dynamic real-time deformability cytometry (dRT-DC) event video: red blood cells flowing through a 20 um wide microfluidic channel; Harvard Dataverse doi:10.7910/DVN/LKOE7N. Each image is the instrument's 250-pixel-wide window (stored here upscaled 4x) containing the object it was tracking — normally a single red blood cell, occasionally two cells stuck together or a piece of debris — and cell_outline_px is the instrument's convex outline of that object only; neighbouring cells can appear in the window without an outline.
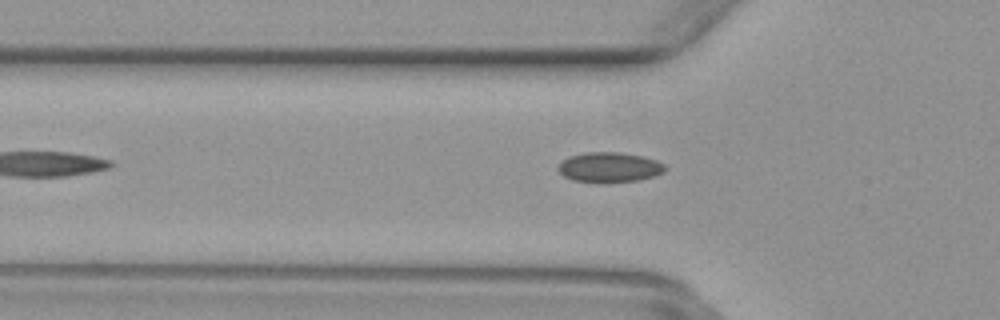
{"species": "common noctule bat (a hibernating species)", "species_latin": "Nyctalus noctula", "temperature_condition": "warm", "stored_images_in_passage": 35, "camera_frame_rate_fps": 3000, "um_per_image_px": 0.085, "animal": {"sex": "female", "body_mass_g": 29.2, "forearm_length_mm": 56.3}, "frame": {"image": 1, "passage_image": 8, "time_ms": 2.333, "image_size_px": [1000, 320], "cell_outline_px": [[664, 172], [656, 176], [640, 180], [572, 180], [564, 176], [556, 168], [568, 156], [584, 152], [620, 152], [644, 156], [656, 160], [664, 164]], "centroid_in_image_um": [51.82, 14.17], "position_along_channel_um": 74.0, "area_um2": 18.15}}
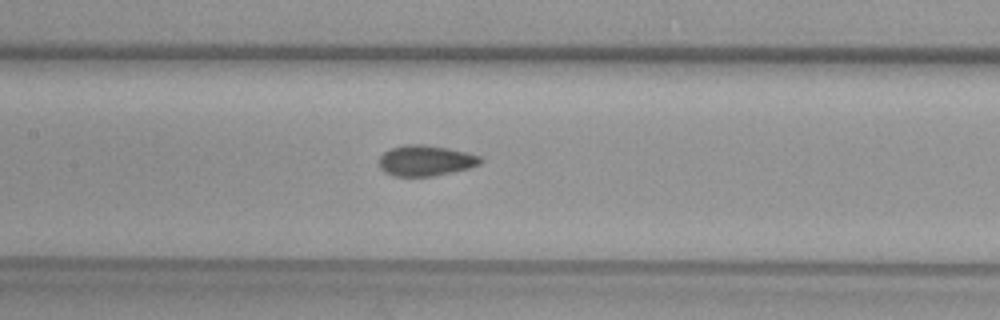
{"frame": {"image": 2, "passage_image": 15, "time_ms": 4.667, "image_size_px": [1000, 320], "cell_outline_px": [[484, 160], [480, 164], [468, 168], [452, 172], [432, 176], [392, 176], [384, 172], [380, 168], [380, 156], [384, 152], [392, 148], [408, 144], [424, 144], [448, 148], [480, 156]], "centroid_in_image_um": [36.17, 13.65], "position_along_channel_um": 171.2, "area_um2": 18.03}}
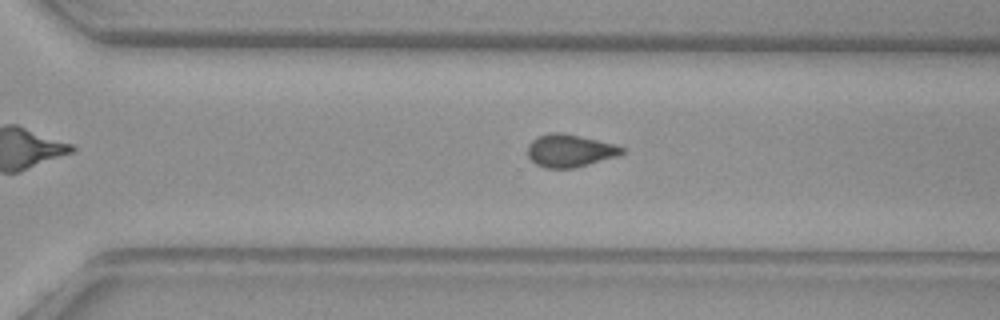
{"frame": {"image": 3, "passage_image": 26, "time_ms": 8.333, "image_size_px": [1000, 320], "cell_outline_px": [[624, 152], [616, 156], [588, 164], [572, 168], [544, 168], [536, 164], [528, 156], [528, 144], [536, 136], [552, 132], [560, 132], [580, 136], [612, 144], [624, 148]], "centroid_in_image_um": [48.37, 12.8], "position_along_channel_um": 322.2, "area_um2": 17.69}}